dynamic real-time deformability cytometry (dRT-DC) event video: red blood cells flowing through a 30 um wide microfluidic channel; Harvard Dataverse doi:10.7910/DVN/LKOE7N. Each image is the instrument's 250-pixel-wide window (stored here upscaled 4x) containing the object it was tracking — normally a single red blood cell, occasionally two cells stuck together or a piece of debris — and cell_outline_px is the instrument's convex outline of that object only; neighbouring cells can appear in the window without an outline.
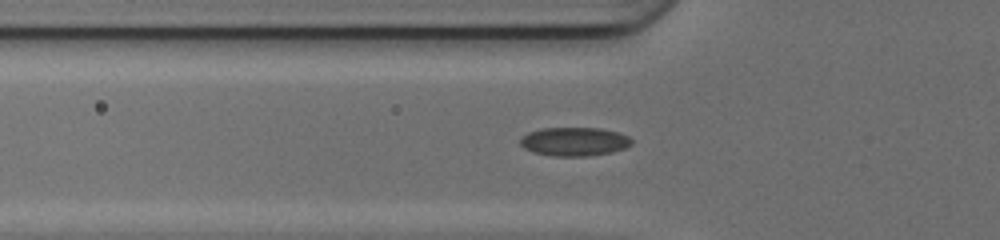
{"species": "common noctule bat (a hibernating species)", "species_latin": "Nyctalus noctula", "temperature_condition": "cold", "stored_images_in_passage": 38, "camera_frame_rate_fps": 3000, "um_per_image_px": 0.085, "animal": {"sex": "female", "body_mass_g": 17.0, "forearm_length_mm": 48.0}, "frame": {"image": 1, "passage_image": 6, "time_ms": 1.667, "image_size_px": [1000, 240], "cell_outline_px": [[632, 144], [624, 148], [612, 152], [588, 156], [552, 156], [532, 152], [524, 148], [520, 144], [520, 140], [528, 132], [540, 128], [600, 128], [616, 132], [628, 136], [632, 140]], "centroid_in_image_um": [48.8, 12.04], "position_along_channel_um": 77.0, "area_um2": 18.61}}
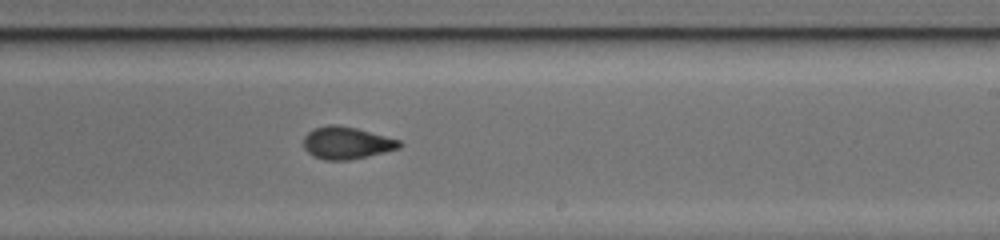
{"frame": {"image": 2, "passage_image": 19, "time_ms": 6.0, "image_size_px": [1000, 240], "cell_outline_px": [[400, 148], [368, 156], [348, 160], [324, 160], [312, 156], [304, 148], [304, 136], [312, 128], [328, 124], [336, 124], [356, 128], [400, 140]], "centroid_in_image_um": [29.42, 12.14], "position_along_channel_um": 259.6, "area_um2": 18.03}}
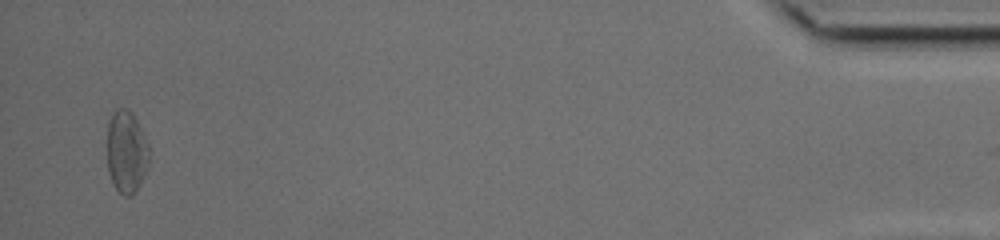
{"frame": {"image": 3, "passage_image": 37, "time_ms": 12.0, "image_size_px": [1000, 240], "cell_outline_px": [[148, 164], [132, 196], [124, 196], [112, 184], [108, 172], [108, 124], [116, 108], [128, 108], [132, 112], [144, 136], [148, 148]], "centroid_in_image_um": [10.72, 12.89], "position_along_channel_um": 424.5, "area_um2": 19.65}}